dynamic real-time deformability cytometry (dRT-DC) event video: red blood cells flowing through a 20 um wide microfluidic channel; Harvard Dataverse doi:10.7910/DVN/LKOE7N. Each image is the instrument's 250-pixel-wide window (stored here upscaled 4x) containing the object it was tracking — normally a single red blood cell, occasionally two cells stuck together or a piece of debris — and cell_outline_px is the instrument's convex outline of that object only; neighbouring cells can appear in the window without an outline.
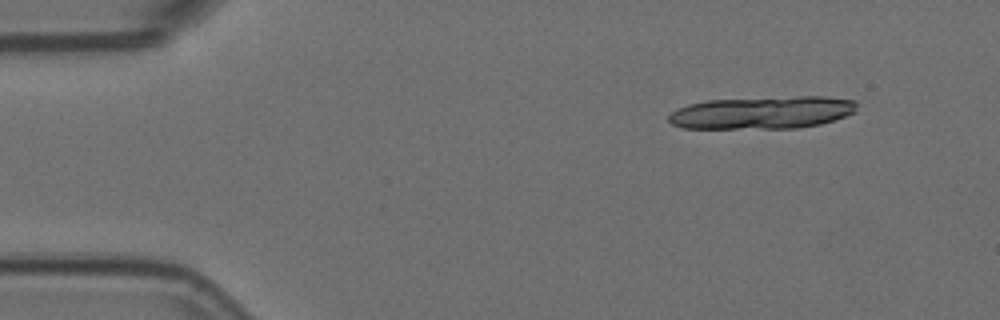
{"species": "Egyptian fruit bat (a non-hibernating species)", "species_latin": "Rousettus aegyptiacus", "temperature_condition": "room temperature", "stored_images_in_passage": 14, "camera_frame_rate_fps": 3000, "um_per_image_px": 0.085, "animal": {"sex": "female"}, "frame": {"image": 1, "passage_image": 1, "time_ms": 0.0, "image_size_px": [1000, 320], "cell_outline_px": [[856, 112], [820, 124], [800, 128], [680, 128], [672, 124], [668, 120], [668, 116], [676, 108], [688, 104], [708, 100], [800, 96], [824, 96], [856, 100]], "centroid_in_image_um": [64.79, 9.56], "position_along_channel_um": 20.2, "area_um2": 35.84}}